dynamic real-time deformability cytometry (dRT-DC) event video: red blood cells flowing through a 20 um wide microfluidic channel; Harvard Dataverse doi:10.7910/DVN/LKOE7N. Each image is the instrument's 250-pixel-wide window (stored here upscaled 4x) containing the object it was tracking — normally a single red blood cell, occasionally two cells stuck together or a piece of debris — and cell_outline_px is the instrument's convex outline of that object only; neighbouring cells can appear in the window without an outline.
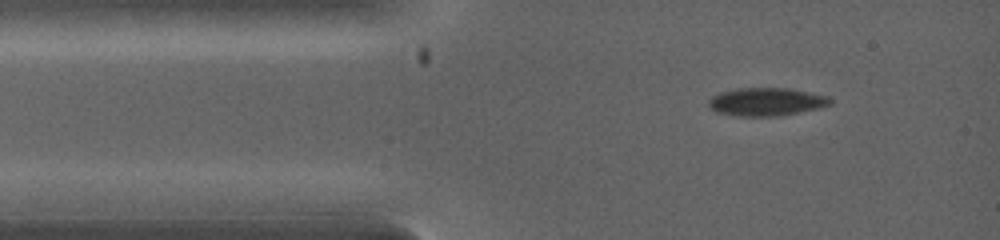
{"species": "common noctule bat (a hibernating species)", "species_latin": "Nyctalus noctula", "temperature_condition": "warm", "stored_images_in_passage": 4, "camera_frame_rate_fps": 5000, "um_per_image_px": 0.085, "animal": {"sex": "female", "body_mass_g": 19.0, "forearm_length_mm": 53.3}, "frame": {"image": 1, "passage_image": 1, "time_ms": 0.0, "image_size_px": [1000, 240], "cell_outline_px": [[832, 100], [828, 104], [816, 108], [776, 116], [736, 116], [716, 112], [708, 104], [708, 100], [712, 96], [720, 92], [736, 88], [788, 88], [828, 96]], "centroid_in_image_um": [65.06, 8.64], "position_along_channel_um": 19.9, "area_um2": 19.59}}
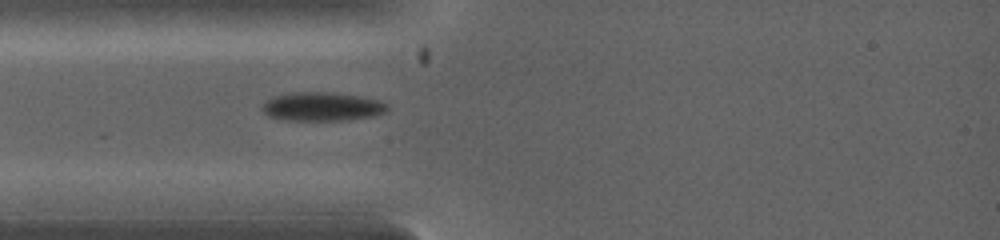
{"frame": {"image": 2, "passage_image": 4, "time_ms": 1.2, "image_size_px": [1000, 240], "cell_outline_px": [[388, 112], [372, 116], [340, 120], [288, 120], [268, 116], [264, 112], [264, 104], [272, 96], [292, 92], [332, 92], [360, 96], [380, 100], [388, 104]], "centroid_in_image_um": [27.42, 9.05], "position_along_channel_um": 57.6, "area_um2": 20.87}}